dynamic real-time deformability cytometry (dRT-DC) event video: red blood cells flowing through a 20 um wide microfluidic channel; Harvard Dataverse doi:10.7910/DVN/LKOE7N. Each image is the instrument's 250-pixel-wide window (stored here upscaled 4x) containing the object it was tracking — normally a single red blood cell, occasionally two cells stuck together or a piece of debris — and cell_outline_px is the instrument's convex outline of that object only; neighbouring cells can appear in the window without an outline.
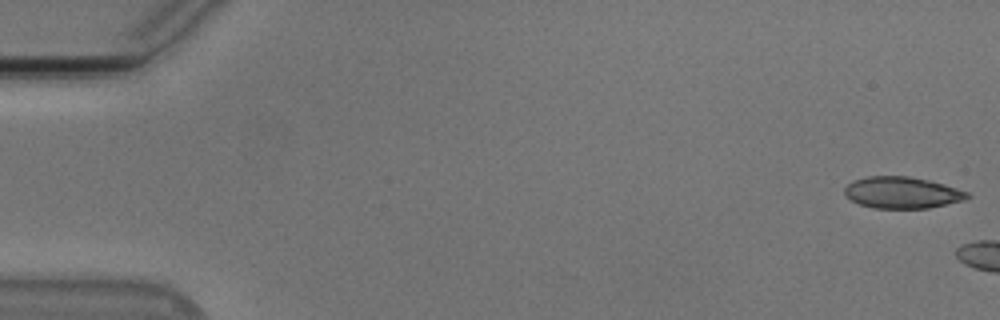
{"species": "Egyptian fruit bat (a non-hibernating species)", "species_latin": "Rousettus aegyptiacus", "temperature_condition": "cold", "stored_images_in_passage": 5, "camera_frame_rate_fps": 3000, "um_per_image_px": 0.085, "animal": {"sex": "male"}, "frame": {"image": 1, "passage_image": 1, "time_ms": 0.0, "image_size_px": [1000, 320], "cell_outline_px": [[972, 196], [964, 200], [928, 208], [876, 208], [860, 204], [852, 200], [844, 192], [844, 188], [852, 180], [868, 176], [908, 176], [928, 180], [944, 184], [968, 192]], "centroid_in_image_um": [76.69, 16.36], "position_along_channel_um": 8.3, "area_um2": 22.43}}